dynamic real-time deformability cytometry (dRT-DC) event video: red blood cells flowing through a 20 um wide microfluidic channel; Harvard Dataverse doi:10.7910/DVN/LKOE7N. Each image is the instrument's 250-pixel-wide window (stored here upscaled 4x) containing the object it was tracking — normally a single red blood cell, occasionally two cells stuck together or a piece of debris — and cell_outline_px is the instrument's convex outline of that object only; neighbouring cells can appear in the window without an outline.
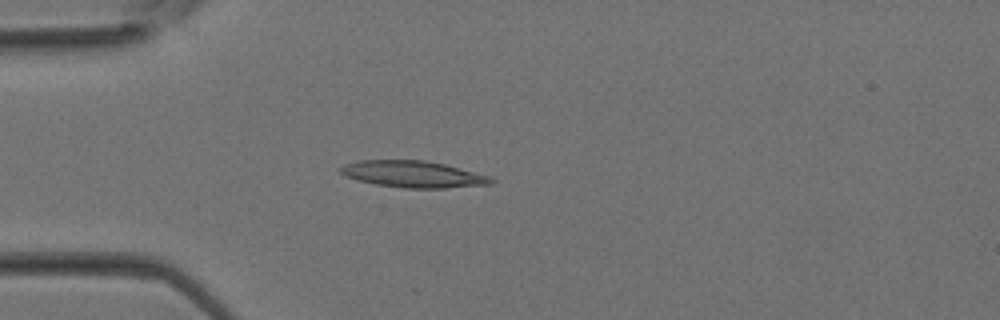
{"species": "Egyptian fruit bat (a non-hibernating species)", "species_latin": "Rousettus aegyptiacus", "temperature_condition": "room temperature", "stored_images_in_passage": 4, "camera_frame_rate_fps": 3000, "um_per_image_px": 0.085, "animal": {"sex": "female"}, "frame": {"image": 1, "passage_image": 4, "time_ms": 1.0, "image_size_px": [1000, 320], "cell_outline_px": [[496, 180], [492, 184], [444, 188], [404, 188], [376, 184], [356, 180], [340, 172], [340, 168], [344, 164], [360, 160], [424, 160], [444, 164], [488, 176]], "centroid_in_image_um": [35.1, 14.81], "position_along_channel_um": 49.9, "area_um2": 23.12}}